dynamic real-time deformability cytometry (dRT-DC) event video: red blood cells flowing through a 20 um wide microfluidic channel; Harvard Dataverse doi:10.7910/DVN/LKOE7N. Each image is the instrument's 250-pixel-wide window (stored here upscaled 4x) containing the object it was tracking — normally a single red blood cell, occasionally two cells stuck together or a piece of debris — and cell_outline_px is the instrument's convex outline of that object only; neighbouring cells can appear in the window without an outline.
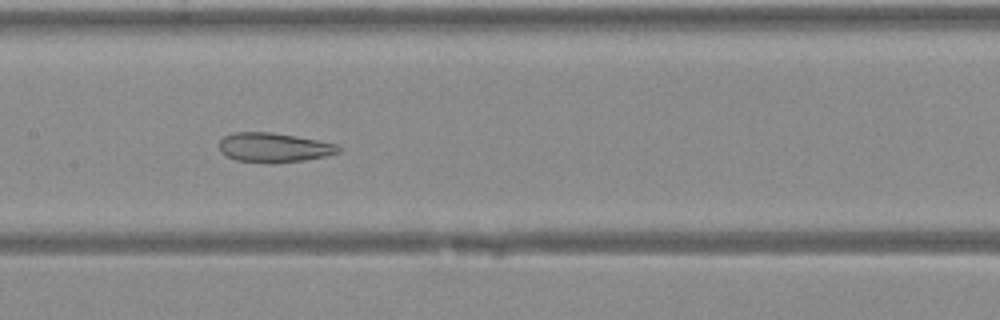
{"species": "Egyptian fruit bat (a non-hibernating species)", "species_latin": "Rousettus aegyptiacus", "temperature_condition": "warm", "stored_images_in_passage": 36, "camera_frame_rate_fps": 3000, "um_per_image_px": 0.085, "animal": {"sex": "female"}, "frame": {"image": 1, "passage_image": 15, "time_ms": 4.667, "image_size_px": [1000, 320], "cell_outline_px": [[340, 152], [324, 156], [304, 160], [272, 164], [236, 160], [220, 152], [220, 140], [224, 136], [232, 132], [272, 132], [296, 136], [336, 144], [340, 148]], "centroid_in_image_um": [23.25, 12.54], "position_along_channel_um": 184.1, "area_um2": 20.46}}
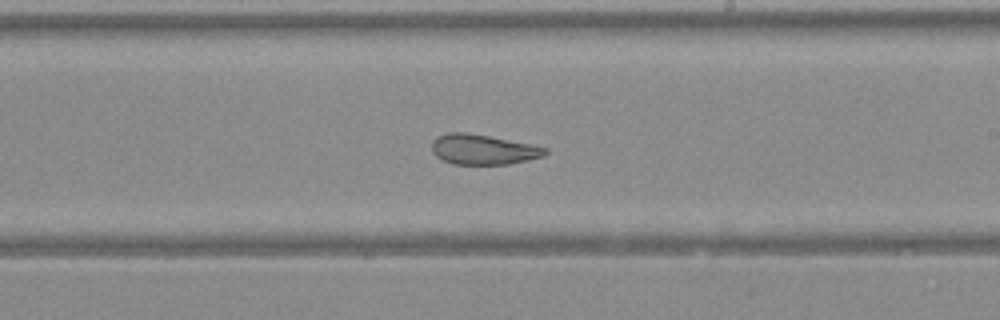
{"frame": {"image": 2, "passage_image": 19, "time_ms": 6.0, "image_size_px": [1000, 320], "cell_outline_px": [[548, 152], [544, 156], [528, 160], [508, 164], [452, 164], [436, 156], [432, 152], [432, 140], [436, 136], [448, 132], [468, 132], [548, 148]], "centroid_in_image_um": [41.03, 12.7], "position_along_channel_um": 248.0, "area_um2": 19.83}}
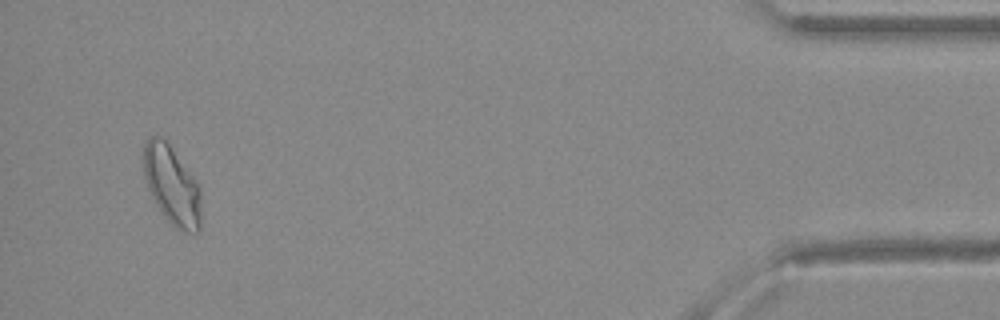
{"frame": {"image": 3, "passage_image": 34, "time_ms": 11.0, "image_size_px": [1000, 320], "cell_outline_px": [[200, 228], [196, 232], [180, 232], [160, 212], [148, 188], [144, 176], [144, 144], [148, 136], [164, 136], [168, 140], [200, 184]], "centroid_in_image_um": [14.62, 15.7], "position_along_channel_um": 420.6, "area_um2": 26.93}}